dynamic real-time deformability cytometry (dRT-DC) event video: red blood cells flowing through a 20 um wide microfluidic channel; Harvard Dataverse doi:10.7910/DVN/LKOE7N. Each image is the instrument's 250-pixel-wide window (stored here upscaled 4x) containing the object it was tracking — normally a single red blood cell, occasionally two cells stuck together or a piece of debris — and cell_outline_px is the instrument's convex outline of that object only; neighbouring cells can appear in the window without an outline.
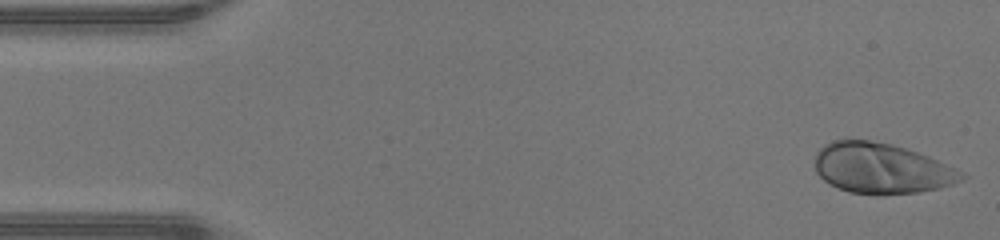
{"species": "human", "species_latin": "Homo sapiens", "temperature_condition": "warm", "stored_images_in_passage": 46, "camera_frame_rate_fps": 3000, "um_per_image_px": 0.085, "donor": {"sex": "male"}, "frame": {"image": 1, "passage_image": 1, "time_ms": 0.0, "image_size_px": [1000, 240], "cell_outline_px": [[968, 176], [964, 180], [940, 188], [916, 192], [880, 196], [876, 196], [848, 192], [828, 184], [816, 172], [816, 152], [824, 144], [832, 140], [872, 140], [892, 144], [928, 156], [956, 168], [964, 172]], "centroid_in_image_um": [74.93, 14.33], "position_along_channel_um": 10.1, "area_um2": 43.58}}
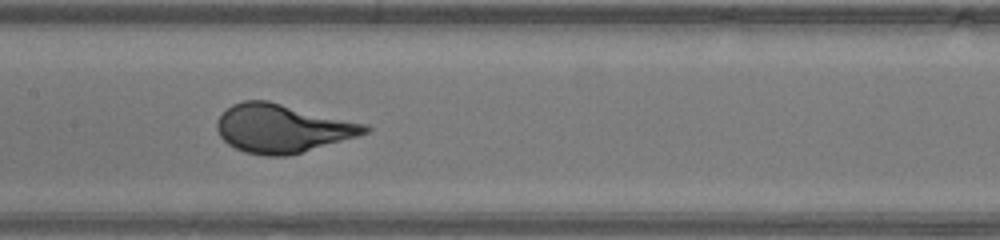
{"frame": {"image": 2, "passage_image": 22, "time_ms": 7.0, "image_size_px": [1000, 240], "cell_outline_px": [[372, 128], [368, 132], [356, 136], [288, 156], [268, 156], [244, 152], [228, 144], [220, 136], [216, 128], [216, 120], [232, 104], [244, 100], [268, 100], [368, 124]], "centroid_in_image_um": [23.98, 10.9], "position_along_channel_um": 183.4, "area_um2": 41.67}}
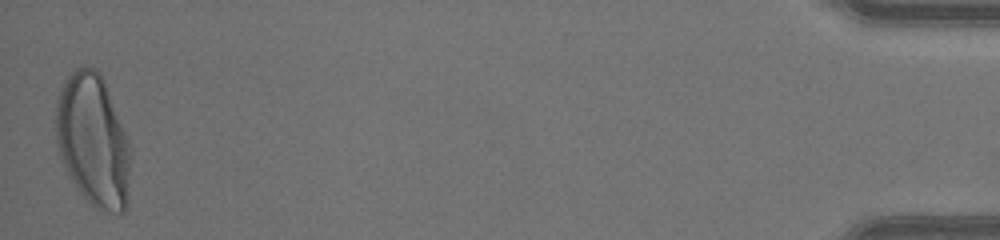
{"frame": {"image": 3, "passage_image": 46, "time_ms": 15.0, "image_size_px": [1000, 240], "cell_outline_px": [[132, 156], [124, 212], [100, 212], [80, 192], [64, 168], [56, 144], [56, 100], [60, 88], [64, 80], [76, 68], [84, 64], [96, 68], [100, 72], [104, 80], [132, 148]], "centroid_in_image_um": [7.91, 11.9], "position_along_channel_um": 427.3, "area_um2": 58.03}}